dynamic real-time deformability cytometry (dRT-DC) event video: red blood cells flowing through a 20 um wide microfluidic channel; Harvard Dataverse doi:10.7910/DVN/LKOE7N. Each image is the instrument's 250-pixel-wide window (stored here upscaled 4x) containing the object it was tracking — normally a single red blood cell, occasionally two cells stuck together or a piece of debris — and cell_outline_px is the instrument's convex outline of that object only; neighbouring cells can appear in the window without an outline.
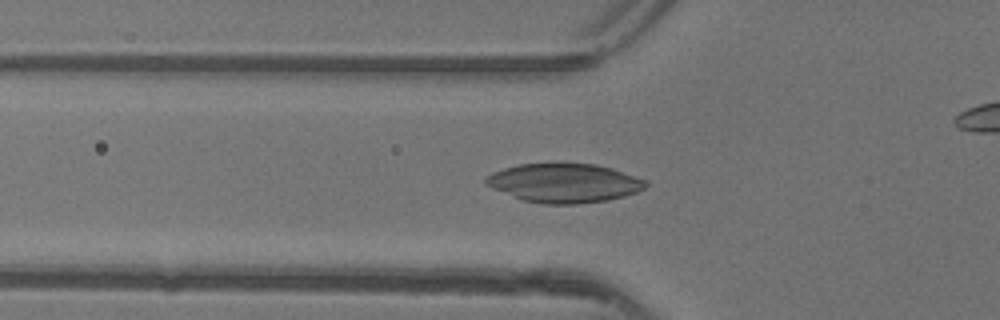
{"species": "common noctule bat (a hibernating species)", "species_latin": "Nyctalus noctula", "temperature_condition": "warm", "stored_images_in_passage": 32, "camera_frame_rate_fps": 3000, "um_per_image_px": 0.085, "animal": {"sex": "female"}, "frame": {"image": 1, "passage_image": 5, "time_ms": 1.333, "image_size_px": [1000, 320], "cell_outline_px": [[648, 184], [644, 188], [636, 192], [624, 196], [608, 200], [576, 204], [544, 204], [524, 200], [492, 188], [484, 184], [484, 176], [492, 172], [504, 168], [520, 164], [596, 164], [612, 168], [648, 180]], "centroid_in_image_um": [47.96, 15.56], "position_along_channel_um": 77.8, "area_um2": 36.24}}
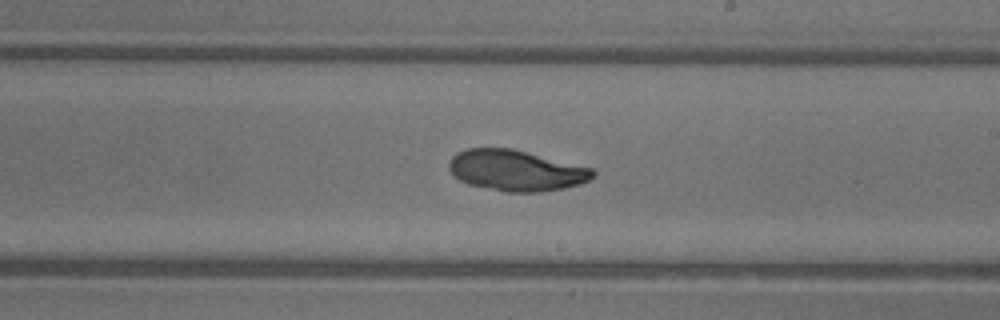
{"frame": {"image": 2, "passage_image": 17, "time_ms": 5.333, "image_size_px": [1000, 320], "cell_outline_px": [[596, 176], [580, 184], [564, 188], [544, 192], [504, 192], [468, 184], [452, 176], [448, 168], [448, 164], [452, 156], [456, 152], [468, 148], [512, 148], [592, 168], [596, 172]], "centroid_in_image_um": [43.84, 14.49], "position_along_channel_um": 245.2, "area_um2": 34.56}}
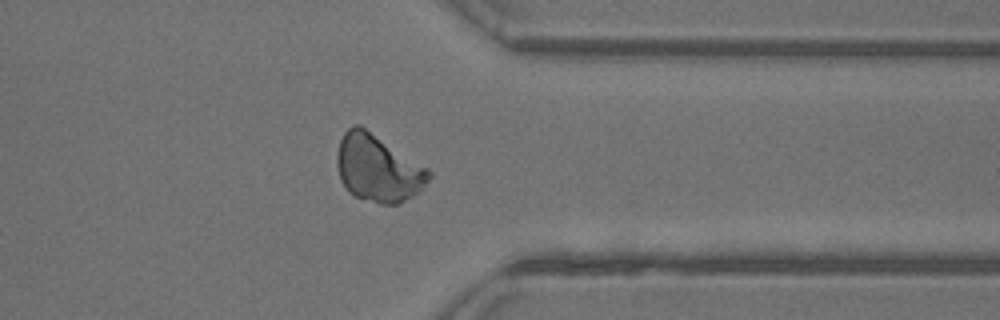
{"frame": {"image": 3, "passage_image": 27, "time_ms": 8.667, "image_size_px": [1000, 320], "cell_outline_px": [[432, 176], [420, 192], [396, 204], [380, 204], [356, 196], [348, 192], [340, 180], [336, 164], [336, 156], [340, 140], [344, 132], [348, 128], [356, 124], [360, 124], [428, 168], [432, 172]], "centroid_in_image_um": [32.12, 14.29], "position_along_channel_um": 379.3, "area_um2": 36.01}}